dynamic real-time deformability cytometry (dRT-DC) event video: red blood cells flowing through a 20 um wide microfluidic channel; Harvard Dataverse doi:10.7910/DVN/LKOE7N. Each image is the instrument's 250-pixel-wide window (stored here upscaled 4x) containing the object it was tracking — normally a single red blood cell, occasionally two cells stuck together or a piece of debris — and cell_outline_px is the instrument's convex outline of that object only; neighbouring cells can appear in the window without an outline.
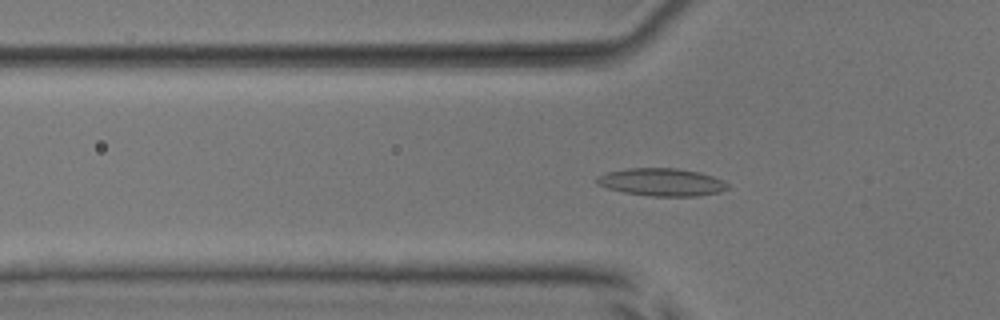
{"species": "common noctule bat (a hibernating species)", "species_latin": "Nyctalus noctula", "temperature_condition": "room temperature", "stored_images_in_passage": 47, "camera_frame_rate_fps": 3000, "um_per_image_px": 0.085, "animal": {"sex": "male", "body_mass_g": 17.9, "forearm_length_mm": 54.2}, "frame": {"image": 1, "passage_image": 17, "time_ms": 5.333, "image_size_px": [1000, 320], "cell_outline_px": [[728, 188], [720, 192], [696, 196], [652, 196], [624, 192], [608, 188], [596, 184], [596, 176], [608, 172], [628, 168], [676, 168], [700, 172], [724, 180], [728, 184]], "centroid_in_image_um": [56.25, 15.48], "position_along_channel_um": 69.6, "area_um2": 21.1}}
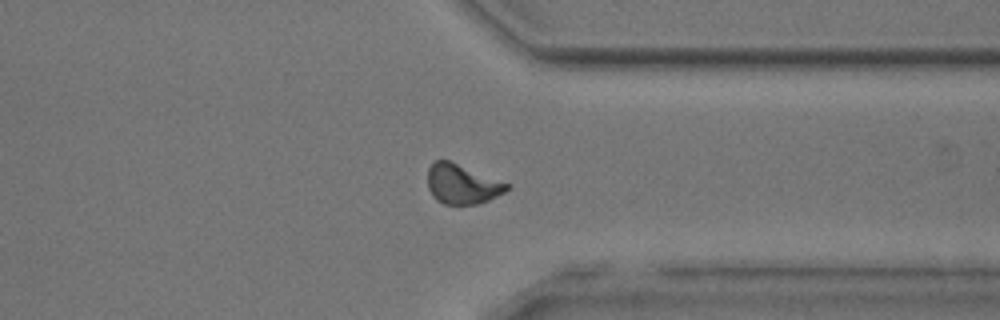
{"frame": {"image": 2, "passage_image": 40, "time_ms": 13.0, "image_size_px": [1000, 320], "cell_outline_px": [[508, 188], [504, 192], [480, 204], [444, 204], [436, 200], [432, 196], [428, 188], [428, 168], [436, 160], [448, 160], [508, 184]], "centroid_in_image_um": [39.22, 15.67], "position_along_channel_um": 372.2, "area_um2": 17.92}}
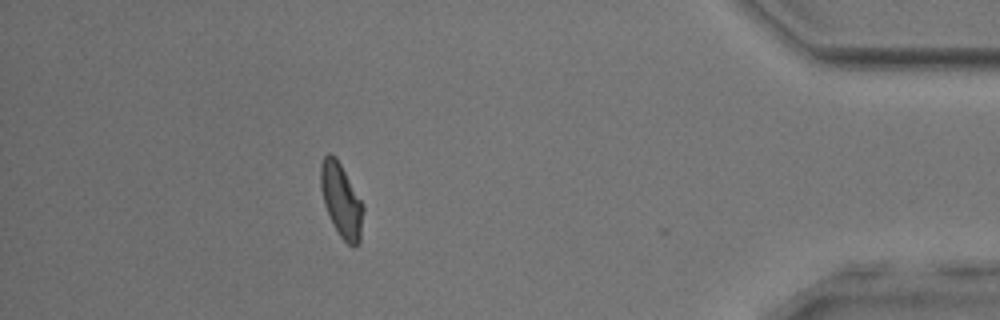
{"frame": {"image": 3, "passage_image": 46, "time_ms": 15.0, "image_size_px": [1000, 320], "cell_outline_px": [[364, 208], [360, 244], [352, 248], [340, 236], [324, 204], [320, 188], [320, 164], [324, 156], [328, 152], [332, 152], [336, 156], [364, 204]], "centroid_in_image_um": [29.02, 17.0], "position_along_channel_um": 406.2, "area_um2": 18.5}, "authors_computed_cell_mechanics": {"area_um2": 18.5538, "velocity_mm_per_s": 3.97, "shape_relaxation_time_tau1_ms": 4.5831, "shape_relaxation_time_tau2_ms": 2.215, "deformation_change_tau1": 0.1581, "deformation_change_tau2": 0.0981}}